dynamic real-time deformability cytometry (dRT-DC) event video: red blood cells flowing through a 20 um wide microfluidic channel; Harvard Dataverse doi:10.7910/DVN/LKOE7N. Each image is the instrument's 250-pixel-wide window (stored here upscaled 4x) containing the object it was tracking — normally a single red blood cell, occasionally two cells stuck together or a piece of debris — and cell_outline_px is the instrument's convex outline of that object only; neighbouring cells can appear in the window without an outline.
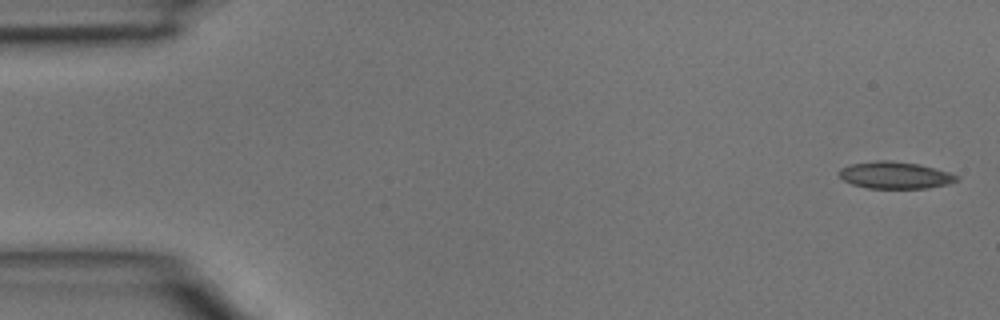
{"species": "common noctule bat (a hibernating species)", "species_latin": "Nyctalus noctula", "temperature_condition": "room temperature", "stored_images_in_passage": 44, "camera_frame_rate_fps": 3000, "um_per_image_px": 0.085, "animal": {"sex": "male", "body_mass_g": 15.6}, "frame": {"image": 1, "passage_image": 1, "time_ms": 0.0, "image_size_px": [1000, 320], "cell_outline_px": [[960, 180], [948, 184], [928, 188], [868, 188], [852, 184], [844, 180], [836, 172], [840, 168], [852, 164], [876, 160], [888, 160], [920, 164], [948, 172], [960, 176]], "centroid_in_image_um": [76.09, 14.89], "position_along_channel_um": 8.9, "area_um2": 18.55}}
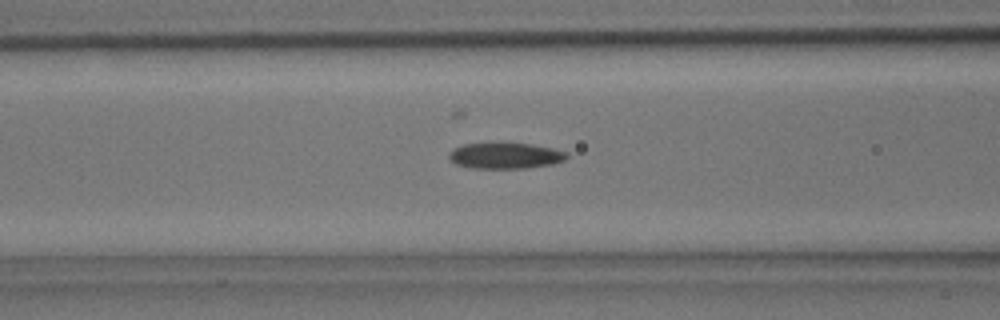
{"frame": {"image": 2, "passage_image": 17, "time_ms": 5.333, "image_size_px": [1000, 320], "cell_outline_px": [[568, 156], [564, 160], [552, 164], [524, 168], [472, 168], [456, 164], [448, 156], [452, 148], [464, 144], [492, 140], [500, 140], [532, 144], [552, 148], [568, 152]], "centroid_in_image_um": [42.92, 13.17], "position_along_channel_um": 123.7, "area_um2": 18.61}}
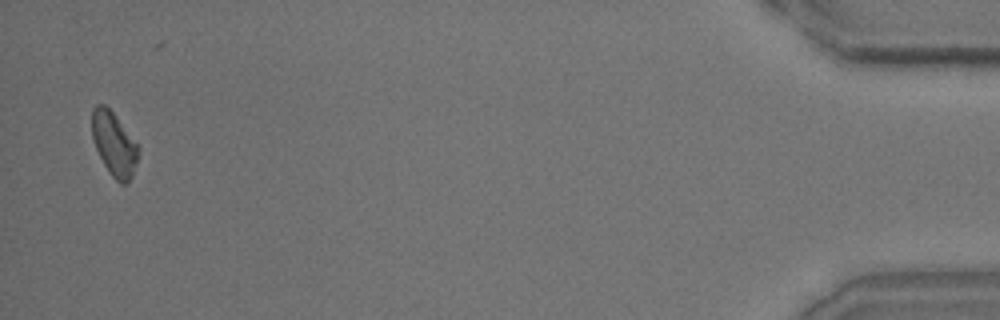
{"frame": {"image": 3, "passage_image": 43, "time_ms": 14.0, "image_size_px": [1000, 320], "cell_outline_px": [[140, 148], [136, 164], [132, 176], [124, 184], [120, 184], [112, 176], [104, 164], [96, 148], [92, 136], [92, 108], [96, 104], [104, 104], [112, 112]], "centroid_in_image_um": [9.69, 12.24], "position_along_channel_um": 425.5, "area_um2": 16.88}}